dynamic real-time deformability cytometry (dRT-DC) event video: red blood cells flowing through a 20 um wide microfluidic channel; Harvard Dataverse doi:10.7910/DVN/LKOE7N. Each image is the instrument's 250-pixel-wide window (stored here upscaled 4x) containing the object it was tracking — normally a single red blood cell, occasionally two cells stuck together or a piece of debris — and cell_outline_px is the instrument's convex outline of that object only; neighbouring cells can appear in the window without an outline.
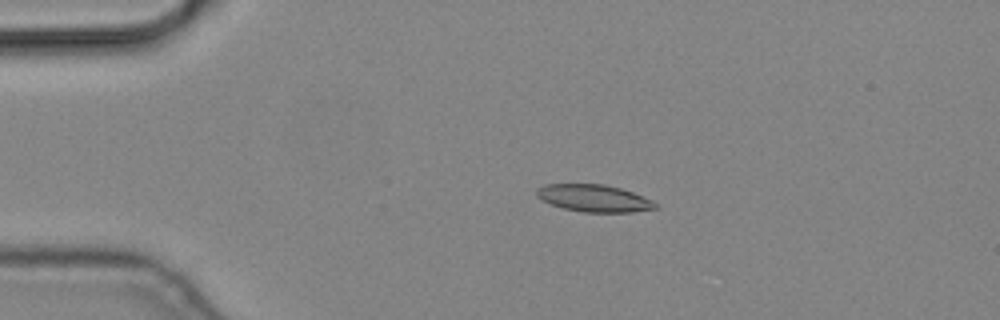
{"species": "common noctule bat (a hibernating species)", "species_latin": "Nyctalus noctula", "temperature_condition": "cold", "stored_images_in_passage": 6, "camera_frame_rate_fps": 3000, "um_per_image_px": 0.085, "animal": {"sex": "male", "body_mass_g": 19.2, "forearm_length_mm": 51.8}, "frame": {"image": 1, "passage_image": 4, "time_ms": 1.0, "image_size_px": [1000, 320], "cell_outline_px": [[660, 208], [632, 212], [584, 212], [564, 208], [552, 204], [536, 196], [536, 188], [544, 184], [604, 184], [620, 188], [632, 192], [652, 200]], "centroid_in_image_um": [50.5, 16.84], "position_along_channel_um": 34.5, "area_um2": 18.73}}
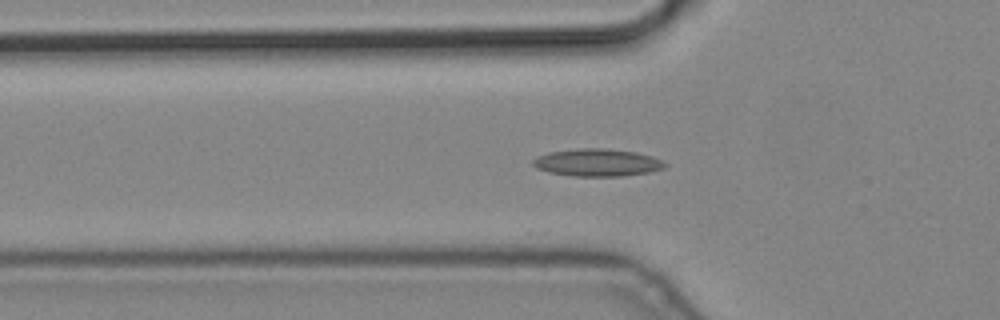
{"frame": {"image": 2, "passage_image": 6, "time_ms": 1.667, "image_size_px": [1000, 320], "cell_outline_px": [[668, 164], [664, 168], [648, 172], [620, 176], [572, 176], [548, 172], [536, 168], [532, 164], [532, 160], [536, 156], [548, 152], [580, 148], [604, 148], [636, 152], [652, 156]], "centroid_in_image_um": [50.73, 13.81], "position_along_channel_um": 75.1, "area_um2": 21.15}}